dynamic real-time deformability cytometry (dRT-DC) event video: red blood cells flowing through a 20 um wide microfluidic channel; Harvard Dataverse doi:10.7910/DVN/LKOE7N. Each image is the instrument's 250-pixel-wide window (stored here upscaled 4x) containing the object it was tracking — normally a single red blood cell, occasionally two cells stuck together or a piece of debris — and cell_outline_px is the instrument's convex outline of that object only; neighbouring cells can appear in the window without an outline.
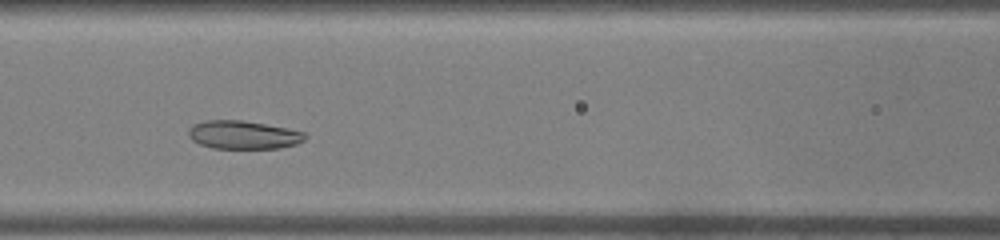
{"species": "common noctule bat (a hibernating species)", "species_latin": "Nyctalus noctula", "temperature_condition": "warm", "stored_images_in_passage": 36, "camera_frame_rate_fps": 3000, "um_per_image_px": 0.085, "animal": {"sex": "male", "body_mass_g": 19.0, "forearm_length_mm": 50.8}, "frame": {"image": 1, "passage_image": 12, "time_ms": 3.667, "image_size_px": [1000, 240], "cell_outline_px": [[308, 136], [304, 140], [296, 144], [280, 148], [212, 148], [200, 144], [192, 140], [188, 136], [188, 128], [192, 124], [208, 120], [244, 120], [288, 128], [304, 132]], "centroid_in_image_um": [20.68, 11.45], "position_along_channel_um": 145.9, "area_um2": 19.36}}
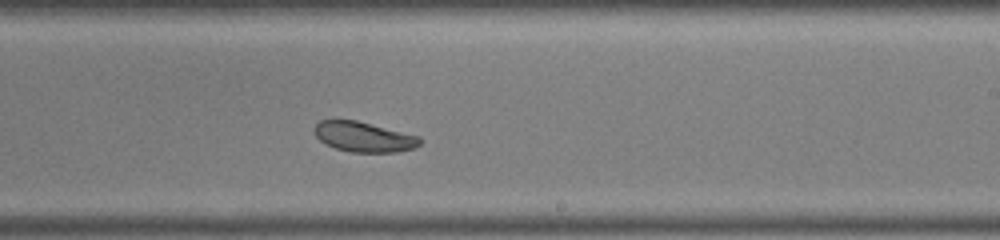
{"frame": {"image": 2, "passage_image": 20, "time_ms": 6.333, "image_size_px": [1000, 240], "cell_outline_px": [[424, 140], [420, 144], [412, 148], [396, 152], [352, 152], [336, 148], [324, 144], [312, 132], [312, 128], [320, 120], [356, 120], [420, 136]], "centroid_in_image_um": [30.9, 11.63], "position_along_channel_um": 258.1, "area_um2": 18.61}}
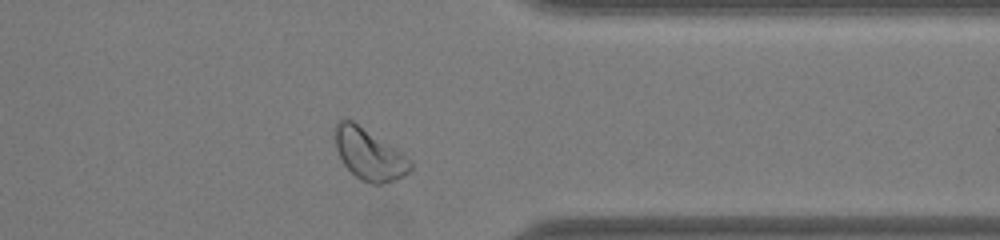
{"frame": {"image": 3, "passage_image": 29, "time_ms": 9.333, "image_size_px": [1000, 240], "cell_outline_px": [[412, 168], [404, 176], [380, 184], [372, 184], [360, 180], [344, 164], [336, 148], [336, 124], [340, 120], [352, 120], [404, 152], [412, 164]], "centroid_in_image_um": [31.42, 13.12], "position_along_channel_um": 380.0, "area_um2": 22.31}}